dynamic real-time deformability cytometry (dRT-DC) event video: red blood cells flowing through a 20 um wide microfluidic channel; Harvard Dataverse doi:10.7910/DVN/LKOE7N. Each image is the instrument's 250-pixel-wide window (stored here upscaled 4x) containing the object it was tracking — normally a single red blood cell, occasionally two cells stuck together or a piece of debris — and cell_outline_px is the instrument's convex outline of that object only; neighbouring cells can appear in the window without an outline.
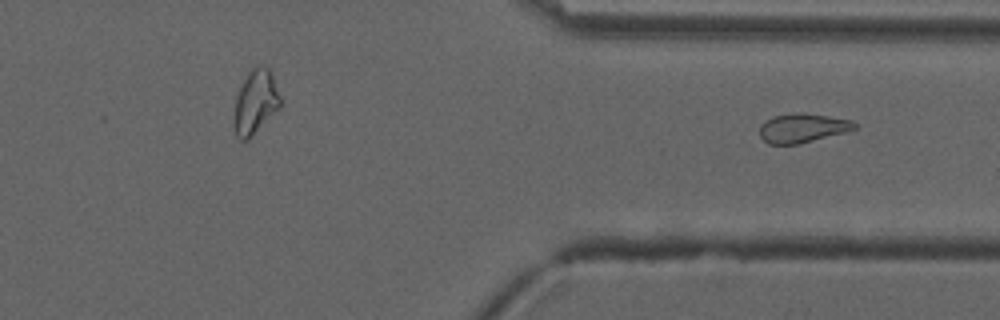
{"species": "common noctule bat (a hibernating species)", "species_latin": "Nyctalus noctula", "temperature_condition": "cold", "stored_images_in_passage": 43, "segment_of_instrument_passage": [2, 2], "camera_frame_rate_fps": 3000, "um_per_image_px": 0.085, "animal": {"sex": "male", "forearm_length_mm": 52.5}, "frame": {"image": 1, "passage_image": 43, "time_ms": 14.0, "image_size_px": [1000, 320], "cell_outline_px": [[856, 128], [848, 132], [800, 144], [768, 144], [760, 136], [760, 124], [764, 120], [772, 116], [800, 112], [828, 116], [852, 120], [856, 124]], "centroid_in_image_um": [68.21, 10.88], "position_along_channel_um": 343.2, "area_um2": 16.3}}